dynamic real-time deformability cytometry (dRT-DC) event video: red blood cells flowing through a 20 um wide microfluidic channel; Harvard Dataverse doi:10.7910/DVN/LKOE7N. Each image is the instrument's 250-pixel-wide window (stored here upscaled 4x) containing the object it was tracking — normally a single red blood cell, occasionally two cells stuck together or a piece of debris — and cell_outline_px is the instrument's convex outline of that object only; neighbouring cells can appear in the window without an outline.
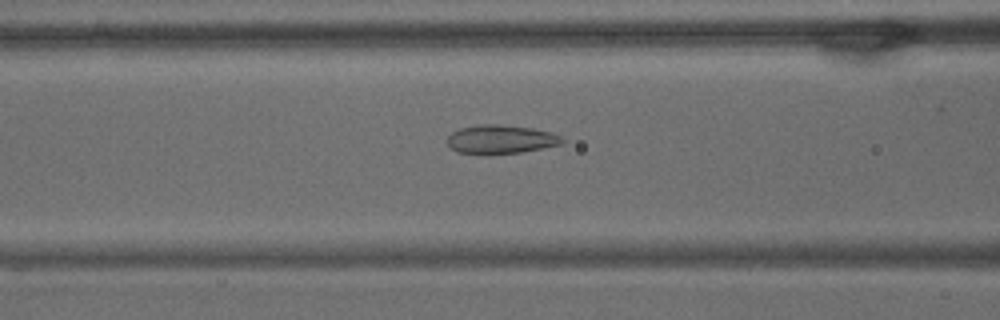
{"species": "common noctule bat (a hibernating species)", "species_latin": "Nyctalus noctula", "temperature_condition": "warm", "stored_images_in_passage": 50, "camera_frame_rate_fps": 3000, "um_per_image_px": 0.085, "animal": {"sex": "male", "body_mass_g": 15.6}, "frame": {"image": 1, "passage_image": 23, "time_ms": 7.333, "image_size_px": [1000, 320], "cell_outline_px": [[564, 144], [520, 152], [456, 152], [448, 148], [448, 136], [452, 132], [460, 128], [480, 124], [500, 124], [532, 128], [552, 132], [564, 136]], "centroid_in_image_um": [42.61, 11.81], "position_along_channel_um": 124.0, "area_um2": 18.96}}
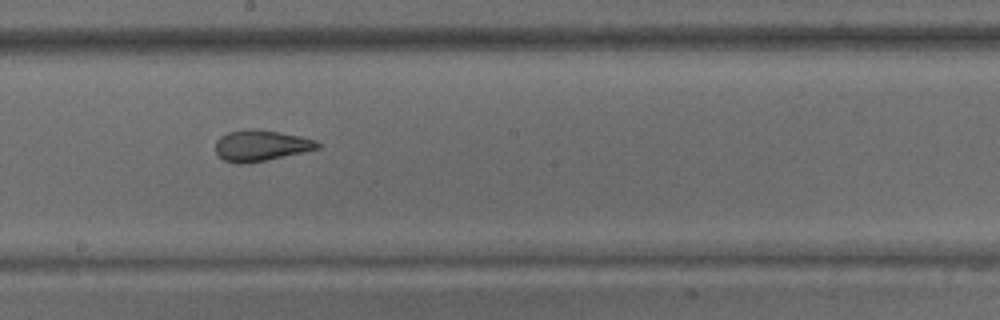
{"frame": {"image": 2, "passage_image": 32, "time_ms": 10.333, "image_size_px": [1000, 320], "cell_outline_px": [[320, 148], [264, 160], [244, 164], [240, 164], [224, 160], [216, 152], [216, 140], [220, 136], [228, 132], [280, 132], [300, 136], [316, 140], [320, 144]], "centroid_in_image_um": [22.19, 12.41], "position_along_channel_um": 226.0, "area_um2": 17.46}}
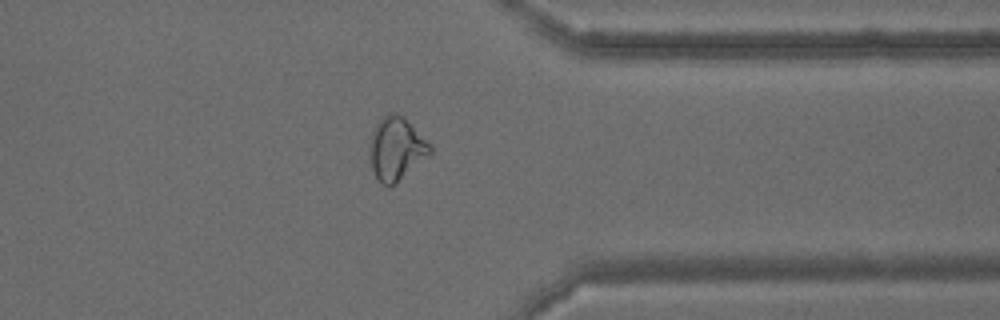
{"frame": {"image": 3, "passage_image": 46, "time_ms": 15.0, "image_size_px": [1000, 320], "cell_outline_px": [[432, 152], [392, 184], [384, 184], [376, 176], [372, 168], [372, 132], [376, 124], [388, 112], [404, 116], [432, 144]], "centroid_in_image_um": [33.74, 12.56], "position_along_channel_um": 377.7, "area_um2": 21.15}}